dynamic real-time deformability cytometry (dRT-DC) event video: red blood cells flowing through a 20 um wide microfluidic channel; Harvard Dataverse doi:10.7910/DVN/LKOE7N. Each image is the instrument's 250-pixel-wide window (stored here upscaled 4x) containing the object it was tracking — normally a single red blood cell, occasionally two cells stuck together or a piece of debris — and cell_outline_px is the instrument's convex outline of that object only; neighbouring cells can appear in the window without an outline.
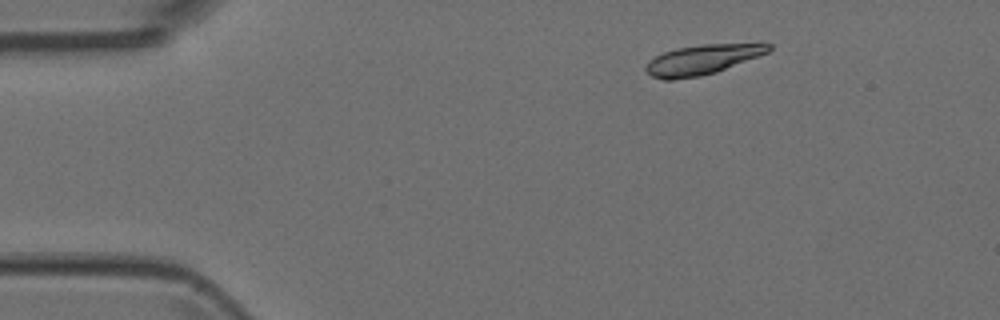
{"species": "Egyptian fruit bat (a non-hibernating species)", "species_latin": "Rousettus aegyptiacus", "temperature_condition": "room temperature", "stored_images_in_passage": 4, "camera_frame_rate_fps": 3000, "um_per_image_px": 0.085, "animal": {"sex": "female"}, "frame": {"image": 1, "passage_image": 2, "time_ms": 0.333, "image_size_px": [1000, 320], "cell_outline_px": [[772, 48], [768, 52], [716, 72], [700, 76], [672, 80], [664, 80], [652, 76], [644, 68], [648, 60], [664, 52], [676, 48], [704, 44], [772, 44]], "centroid_in_image_um": [59.64, 5.08], "position_along_channel_um": 25.4, "area_um2": 21.04}}